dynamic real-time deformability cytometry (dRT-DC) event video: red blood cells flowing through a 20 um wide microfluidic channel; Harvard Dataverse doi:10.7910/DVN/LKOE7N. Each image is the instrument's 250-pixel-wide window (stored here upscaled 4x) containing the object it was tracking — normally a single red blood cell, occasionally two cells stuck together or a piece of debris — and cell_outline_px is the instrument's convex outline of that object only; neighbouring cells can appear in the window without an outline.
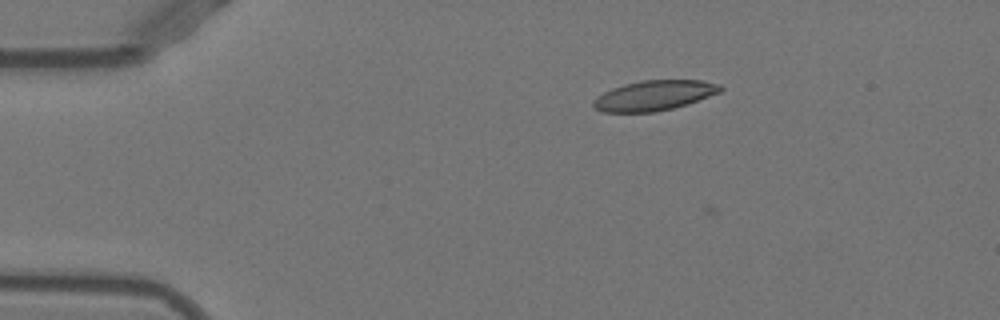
{"species": "Egyptian fruit bat (a non-hibernating species)", "species_latin": "Rousettus aegyptiacus", "temperature_condition": "warm", "stored_images_in_passage": 2, "camera_frame_rate_fps": 3000, "um_per_image_px": 0.085, "animal": {"sex": "female"}, "frame": {"image": 1, "passage_image": 1, "time_ms": 0.0, "image_size_px": [1000, 320], "cell_outline_px": [[724, 88], [720, 92], [688, 104], [672, 108], [652, 112], [604, 112], [596, 108], [592, 104], [592, 100], [596, 96], [612, 88], [624, 84], [644, 80], [704, 80], [720, 84]], "centroid_in_image_um": [55.61, 8.11], "position_along_channel_um": 29.4, "area_um2": 22.25}}